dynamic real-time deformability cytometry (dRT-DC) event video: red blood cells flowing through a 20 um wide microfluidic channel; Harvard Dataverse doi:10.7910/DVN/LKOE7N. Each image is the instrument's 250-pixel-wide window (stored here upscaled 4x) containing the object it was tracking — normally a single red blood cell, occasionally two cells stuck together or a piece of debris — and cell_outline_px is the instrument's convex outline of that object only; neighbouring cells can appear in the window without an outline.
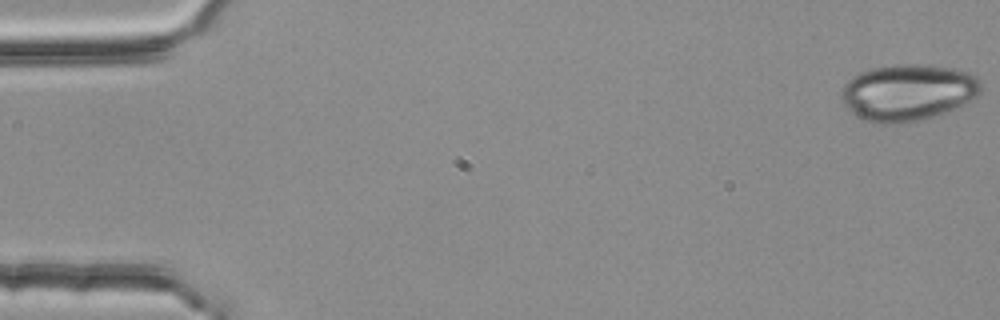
{"species": "common noctule bat (a hibernating species)", "species_latin": "Nyctalus noctula", "temperature_condition": "room temperature", "stored_images_in_passage": 3, "camera_frame_rate_fps": 3000, "um_per_image_px": 0.085, "animal": {"sex": "female", "body_mass_g": 25.1}, "frame": {"image": 1, "passage_image": 1, "time_ms": 0.0, "image_size_px": [1000, 320], "cell_outline_px": [[980, 92], [976, 96], [952, 108], [932, 116], [920, 120], [892, 124], [884, 124], [864, 120], [856, 116], [844, 104], [840, 96], [840, 88], [852, 76], [860, 72], [872, 68], [904, 64], [932, 64], [956, 68], [968, 72], [976, 76], [980, 80]], "centroid_in_image_um": [77.12, 7.83], "position_along_channel_um": 7.9, "area_um2": 45.84}}